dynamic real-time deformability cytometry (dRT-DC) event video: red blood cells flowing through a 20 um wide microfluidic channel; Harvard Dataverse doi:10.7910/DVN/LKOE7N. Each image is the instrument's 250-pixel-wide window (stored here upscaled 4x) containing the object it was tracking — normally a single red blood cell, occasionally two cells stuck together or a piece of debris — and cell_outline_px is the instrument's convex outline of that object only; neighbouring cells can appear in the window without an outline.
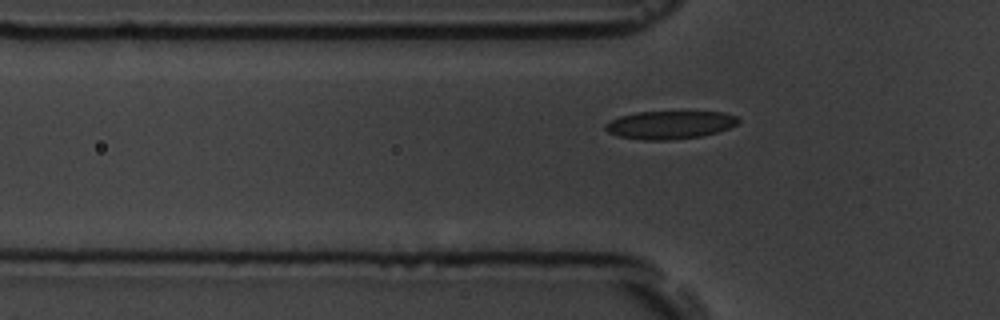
{"species": "common noctule bat (a hibernating species)", "species_latin": "Nyctalus noctula", "temperature_condition": "room temperature", "stored_images_in_passage": 7, "segment_of_instrument_passage": [2, 2], "camera_frame_rate_fps": 3000, "um_per_image_px": 0.085, "animal": {"sex": "male", "body_mass_g": 19.5, "forearm_length_mm": 54.6}, "frame": {"image": 1, "passage_image": 7, "time_ms": 7.0, "image_size_px": [1000, 320], "cell_outline_px": [[740, 120], [736, 124], [728, 128], [716, 132], [700, 136], [672, 140], [644, 140], [620, 136], [608, 132], [604, 128], [604, 124], [620, 116], [636, 112], [724, 112], [736, 116]], "centroid_in_image_um": [56.93, 10.61], "position_along_channel_um": 68.9, "area_um2": 21.56}}